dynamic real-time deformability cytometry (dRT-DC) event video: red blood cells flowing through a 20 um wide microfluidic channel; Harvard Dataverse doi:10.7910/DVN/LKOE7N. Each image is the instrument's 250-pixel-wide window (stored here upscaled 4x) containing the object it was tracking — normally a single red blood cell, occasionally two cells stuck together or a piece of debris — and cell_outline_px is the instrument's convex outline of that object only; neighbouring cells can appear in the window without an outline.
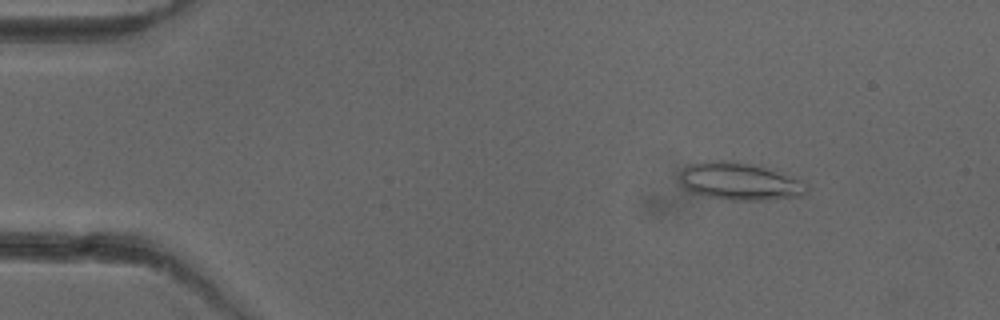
{"species": "common noctule bat (a hibernating species)", "species_latin": "Nyctalus noctula", "temperature_condition": "cold", "stored_images_in_passage": 46, "camera_frame_rate_fps": 3000, "um_per_image_px": 0.085, "animal": {"sex": "female"}, "frame": {"image": 1, "passage_image": 1, "time_ms": 0.0, "image_size_px": [1000, 320], "cell_outline_px": [[808, 188], [800, 196], [764, 200], [728, 200], [708, 196], [692, 192], [684, 188], [680, 184], [680, 172], [688, 164], [708, 160], [720, 160], [752, 164], [800, 180], [808, 184]], "centroid_in_image_um": [62.8, 15.42], "position_along_channel_um": 22.2, "area_um2": 27.4}}
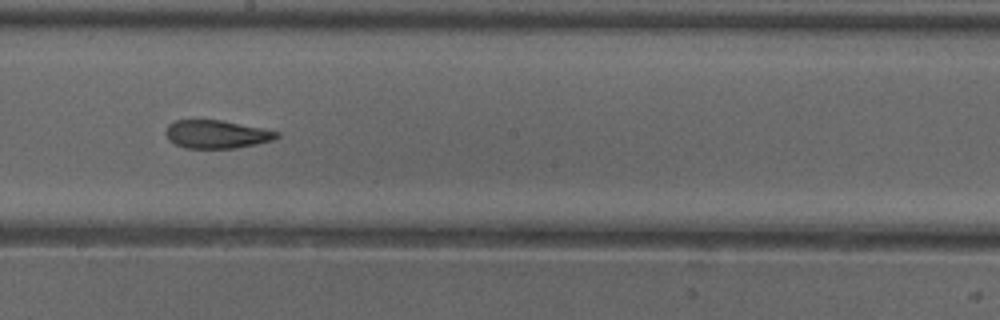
{"frame": {"image": 2, "passage_image": 23, "time_ms": 7.333, "image_size_px": [1000, 320], "cell_outline_px": [[280, 136], [272, 140], [256, 144], [236, 148], [184, 148], [168, 140], [164, 132], [168, 124], [176, 120], [220, 120], [264, 128], [280, 132]], "centroid_in_image_um": [18.4, 11.41], "position_along_channel_um": 229.8, "area_um2": 18.32}}
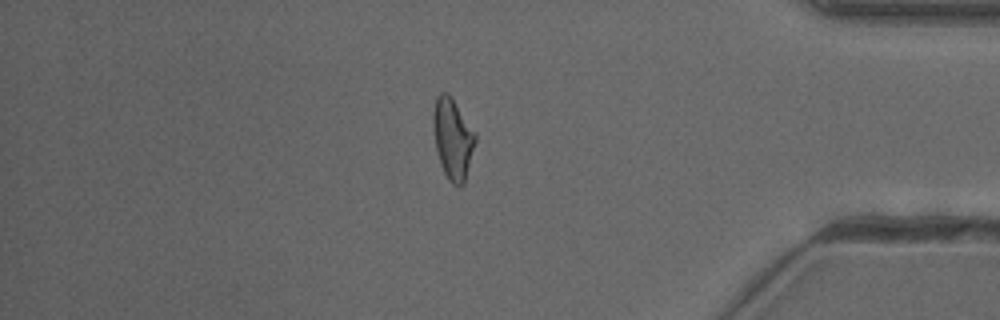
{"frame": {"image": 3, "passage_image": 38, "time_ms": 12.333, "image_size_px": [1000, 320], "cell_outline_px": [[476, 140], [464, 184], [460, 188], [452, 184], [448, 180], [440, 164], [436, 148], [432, 124], [432, 112], [436, 96], [440, 92], [448, 92], [452, 96], [476, 136]], "centroid_in_image_um": [38.45, 11.78], "position_along_channel_um": 396.7, "area_um2": 19.94}, "authors_computed_cell_mechanics": {"area_um2": 19.6809, "velocity_mm_per_s": 3.9738, "shape_relaxation_time_tau1_ms": null, "shape_relaxation_time_tau2_ms": 1.8347, "deformation_change_tau1": null, "deformation_change_tau2": 0.1005}}